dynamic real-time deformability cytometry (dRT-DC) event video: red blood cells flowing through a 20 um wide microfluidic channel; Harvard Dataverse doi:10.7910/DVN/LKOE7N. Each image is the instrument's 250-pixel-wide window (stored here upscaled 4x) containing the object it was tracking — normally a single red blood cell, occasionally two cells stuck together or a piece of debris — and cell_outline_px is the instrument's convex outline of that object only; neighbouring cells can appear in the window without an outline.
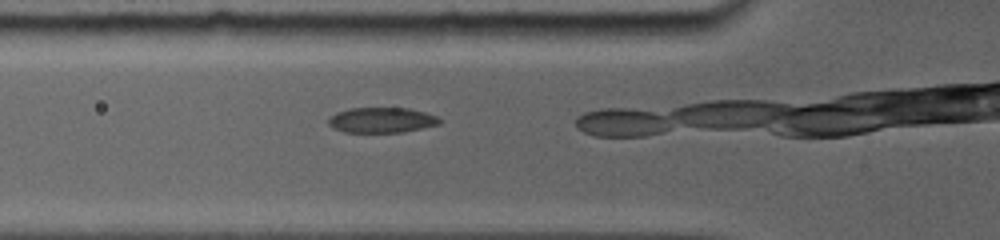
{"species": "common noctule bat (a hibernating species)", "species_latin": "Nyctalus noctula", "temperature_condition": "room temperature", "stored_images_in_passage": 2, "camera_frame_rate_fps": 5000, "um_per_image_px": 0.085, "animal": {"sex": "female", "body_mass_g": 19.0, "forearm_length_mm": 56.7}, "frame": {"image": 1, "passage_image": 2, "time_ms": 0.6, "image_size_px": [1000, 240], "cell_outline_px": [[440, 124], [404, 132], [344, 132], [328, 124], [328, 120], [336, 112], [352, 108], [408, 108], [424, 112], [436, 116], [440, 120]], "centroid_in_image_um": [32.45, 10.21], "position_along_channel_um": 93.3, "area_um2": 16.18}}